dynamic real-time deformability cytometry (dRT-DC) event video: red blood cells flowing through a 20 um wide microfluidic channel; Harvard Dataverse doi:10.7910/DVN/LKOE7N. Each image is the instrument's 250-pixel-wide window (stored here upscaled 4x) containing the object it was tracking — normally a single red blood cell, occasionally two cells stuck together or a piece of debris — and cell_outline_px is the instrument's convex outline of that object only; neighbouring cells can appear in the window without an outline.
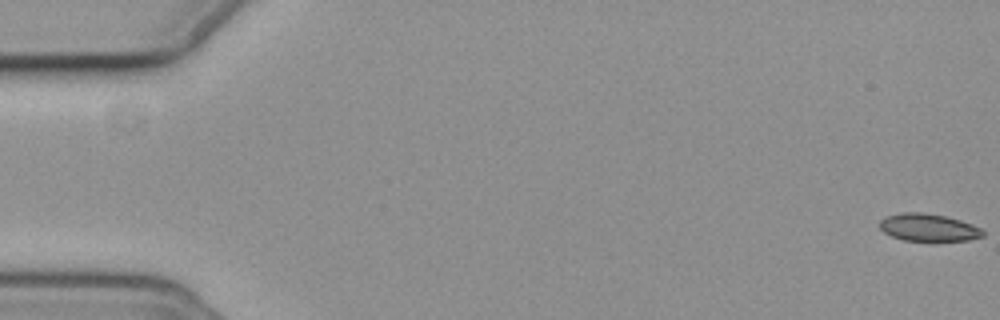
{"species": "common noctule bat (a hibernating species)", "species_latin": "Nyctalus noctula", "temperature_condition": "cold", "stored_images_in_passage": 58, "camera_frame_rate_fps": 3000, "um_per_image_px": 0.085, "animal": {"sex": "female", "body_mass_g": 19.3, "forearm_length_mm": 54.1}, "frame": {"image": 1, "passage_image": 1, "time_ms": 0.0, "image_size_px": [1000, 320], "cell_outline_px": [[984, 236], [968, 240], [904, 240], [892, 236], [884, 232], [880, 228], [880, 220], [884, 216], [900, 212], [924, 212], [944, 216], [960, 220], [972, 224], [980, 228], [984, 232]], "centroid_in_image_um": [78.89, 19.32], "position_along_channel_um": 6.1, "area_um2": 16.42}}
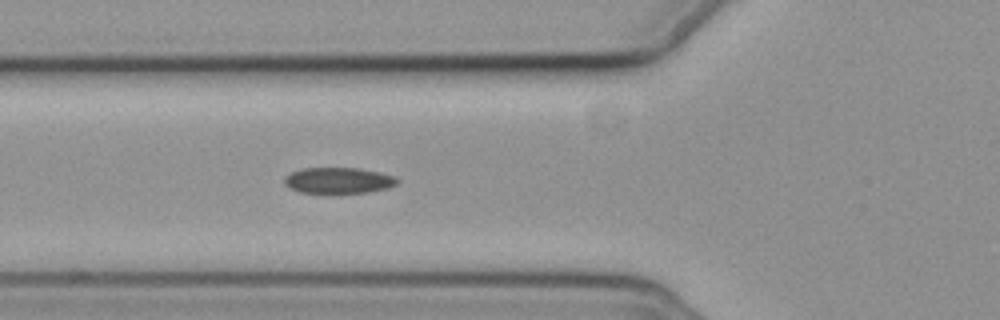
{"frame": {"image": 2, "passage_image": 22, "time_ms": 7.0, "image_size_px": [1000, 320], "cell_outline_px": [[400, 180], [396, 184], [388, 188], [368, 192], [300, 192], [284, 184], [284, 176], [300, 168], [360, 168], [396, 176]], "centroid_in_image_um": [28.79, 15.32], "position_along_channel_um": 97.0, "area_um2": 16.94}}
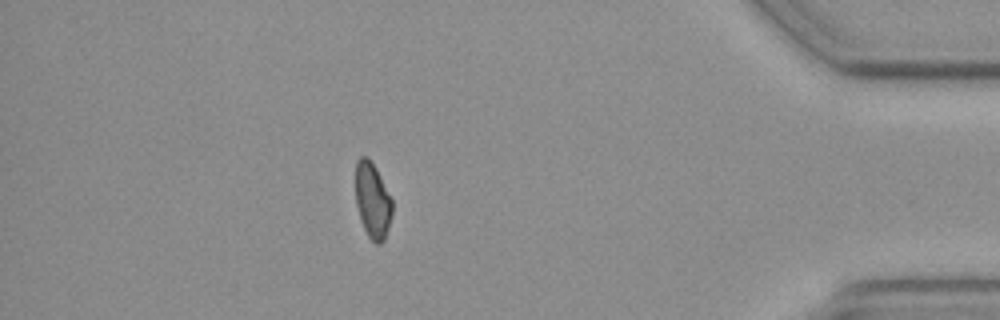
{"frame": {"image": 3, "passage_image": 51, "time_ms": 16.667, "image_size_px": [1000, 320], "cell_outline_px": [[392, 212], [384, 240], [380, 244], [376, 244], [368, 236], [364, 228], [356, 204], [356, 160], [360, 156], [364, 156], [376, 168], [392, 200]], "centroid_in_image_um": [31.66, 17.05], "position_along_channel_um": 403.5, "area_um2": 15.78}, "authors_computed_cell_mechanics": {"area_um2": 17.3111, "velocity_mm_per_s": 3.6665, "shape_relaxation_time_tau1_ms": 8.8186, "shape_relaxation_time_tau2_ms": 7.3567, "deformation_change_tau1": 0.1463, "deformation_change_tau2": 0.1121}}